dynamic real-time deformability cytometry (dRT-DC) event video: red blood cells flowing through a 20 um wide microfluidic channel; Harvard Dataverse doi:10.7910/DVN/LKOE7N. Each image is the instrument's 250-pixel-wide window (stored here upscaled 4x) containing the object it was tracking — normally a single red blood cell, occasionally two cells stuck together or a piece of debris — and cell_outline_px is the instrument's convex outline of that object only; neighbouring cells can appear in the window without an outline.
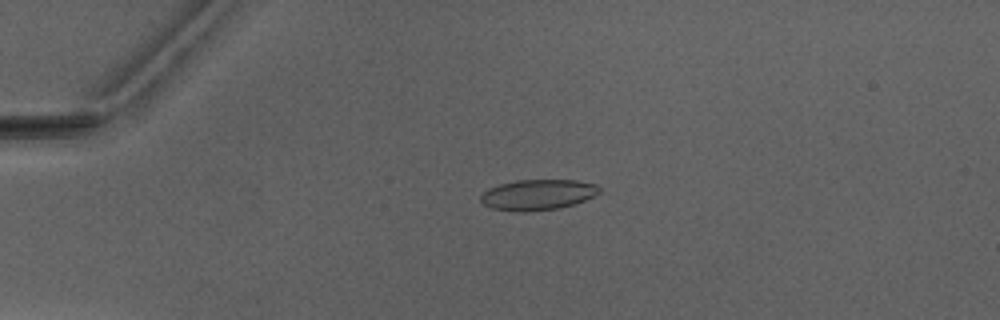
{"species": "Egyptian fruit bat (a non-hibernating species)", "species_latin": "Rousettus aegyptiacus", "temperature_condition": "warm", "stored_images_in_passage": 4, "camera_frame_rate_fps": 3000, "um_per_image_px": 0.085, "animal": {"sex": "male"}, "frame": {"image": 1, "passage_image": 3, "time_ms": 3.0, "image_size_px": [1000, 320], "cell_outline_px": [[600, 192], [584, 200], [560, 208], [528, 212], [520, 212], [492, 208], [484, 204], [480, 200], [480, 196], [488, 188], [500, 184], [516, 180], [576, 180], [596, 184], [600, 188]], "centroid_in_image_um": [45.69, 16.55], "position_along_channel_um": 39.3, "area_um2": 21.1}}